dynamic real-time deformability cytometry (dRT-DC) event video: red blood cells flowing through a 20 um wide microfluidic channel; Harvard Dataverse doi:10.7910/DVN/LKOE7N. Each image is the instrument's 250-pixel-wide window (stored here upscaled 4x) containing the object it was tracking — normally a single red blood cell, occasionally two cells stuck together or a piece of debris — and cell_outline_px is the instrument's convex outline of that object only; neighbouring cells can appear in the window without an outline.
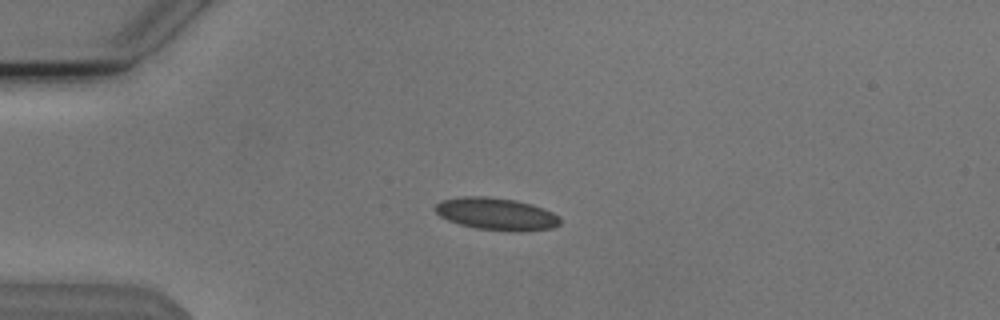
{"species": "Egyptian fruit bat (a non-hibernating species)", "species_latin": "Rousettus aegyptiacus", "temperature_condition": "cold", "stored_images_in_passage": 5, "camera_frame_rate_fps": 3000, "um_per_image_px": 0.085, "animal": {"sex": "male"}, "frame": {"image": 1, "passage_image": 4, "time_ms": 1.0, "image_size_px": [1000, 320], "cell_outline_px": [[560, 224], [552, 228], [520, 232], [508, 232], [476, 228], [460, 224], [448, 220], [440, 216], [432, 208], [440, 200], [464, 196], [488, 196], [516, 200], [532, 204], [544, 208], [560, 216]], "centroid_in_image_um": [42.2, 18.18], "position_along_channel_um": 42.8, "area_um2": 23.87}}